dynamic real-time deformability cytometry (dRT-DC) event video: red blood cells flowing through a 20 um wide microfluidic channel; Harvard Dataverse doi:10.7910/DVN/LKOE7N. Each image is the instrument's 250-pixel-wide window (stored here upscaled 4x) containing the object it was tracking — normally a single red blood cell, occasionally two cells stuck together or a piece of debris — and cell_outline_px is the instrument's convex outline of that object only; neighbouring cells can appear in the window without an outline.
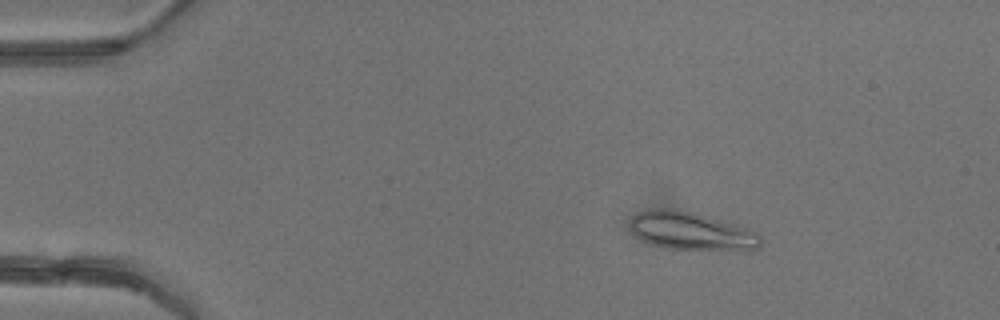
{"species": "common noctule bat (a hibernating species)", "species_latin": "Nyctalus noctula", "temperature_condition": "warm", "stored_images_in_passage": 5, "camera_frame_rate_fps": 3000, "um_per_image_px": 0.085, "animal": {"sex": "female"}, "frame": {"image": 1, "passage_image": 2, "time_ms": 0.333, "image_size_px": [1000, 320], "cell_outline_px": [[760, 248], [752, 252], [740, 252], [668, 248], [652, 244], [636, 236], [632, 232], [632, 216], [648, 208], [672, 208], [732, 220], [756, 232], [760, 236]], "centroid_in_image_um": [58.91, 19.65], "position_along_channel_um": 26.1, "area_um2": 30.0}}